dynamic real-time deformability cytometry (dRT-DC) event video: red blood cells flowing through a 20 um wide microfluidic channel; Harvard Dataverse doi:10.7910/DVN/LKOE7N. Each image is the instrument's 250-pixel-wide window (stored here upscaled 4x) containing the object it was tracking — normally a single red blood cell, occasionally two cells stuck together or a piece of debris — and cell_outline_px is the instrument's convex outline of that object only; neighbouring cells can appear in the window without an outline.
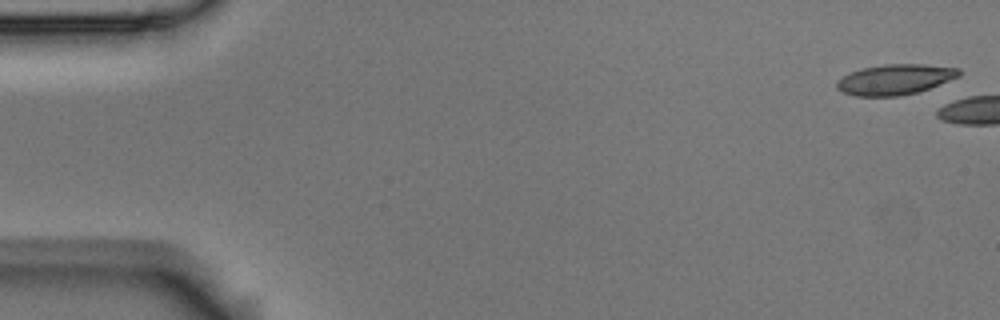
{"species": "Egyptian fruit bat (a non-hibernating species)", "species_latin": "Rousettus aegyptiacus", "temperature_condition": "room temperature", "stored_images_in_passage": 5, "segment_of_instrument_passage": [2, 2], "camera_frame_rate_fps": 3000, "um_per_image_px": 0.085, "animal": {"sex": "male"}, "frame": {"image": 1, "passage_image": 5, "time_ms": 1.333, "image_size_px": [1000, 320], "cell_outline_px": [[960, 76], [928, 88], [916, 92], [900, 96], [856, 96], [844, 92], [836, 88], [836, 80], [860, 68], [884, 64], [924, 64], [960, 68]], "centroid_in_image_um": [76.06, 6.74], "position_along_channel_um": 8.9, "area_um2": 21.56}}